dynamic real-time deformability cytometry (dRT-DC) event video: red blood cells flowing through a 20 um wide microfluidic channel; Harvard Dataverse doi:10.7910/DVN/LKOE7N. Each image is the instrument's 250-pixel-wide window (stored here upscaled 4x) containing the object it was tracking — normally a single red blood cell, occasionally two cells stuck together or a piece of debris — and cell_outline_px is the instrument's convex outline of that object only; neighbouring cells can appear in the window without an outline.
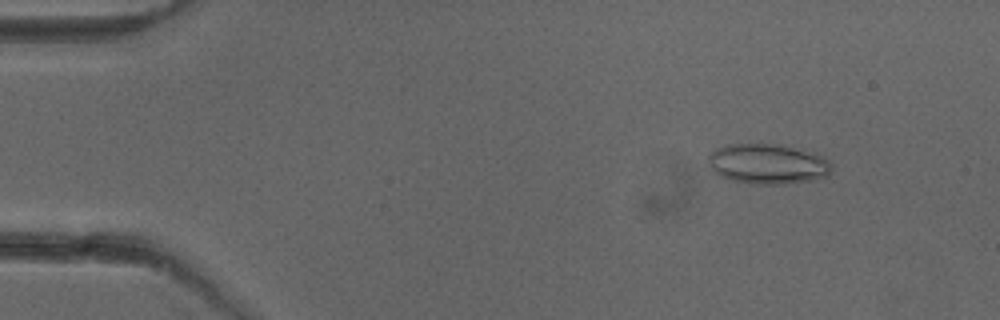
{"species": "common noctule bat (a hibernating species)", "species_latin": "Nyctalus noctula", "temperature_condition": "cold", "stored_images_in_passage": 51, "camera_frame_rate_fps": 3000, "um_per_image_px": 0.085, "animal": {"sex": "female"}, "frame": {"image": 1, "passage_image": 6, "time_ms": 1.667, "image_size_px": [1000, 320], "cell_outline_px": [[832, 168], [828, 176], [812, 180], [784, 184], [752, 184], [732, 180], [720, 176], [712, 172], [708, 164], [708, 156], [716, 148], [728, 144], [780, 144], [824, 156], [832, 164]], "centroid_in_image_um": [65.24, 13.94], "position_along_channel_um": 19.8, "area_um2": 29.07}}
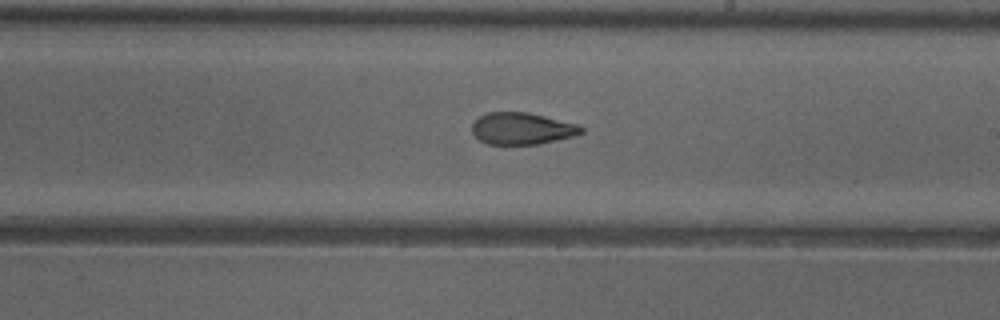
{"frame": {"image": 2, "passage_image": 30, "time_ms": 9.667, "image_size_px": [1000, 320], "cell_outline_px": [[584, 132], [572, 136], [556, 140], [536, 144], [488, 144], [480, 140], [472, 132], [472, 124], [480, 116], [488, 112], [528, 112], [576, 124], [584, 128]], "centroid_in_image_um": [44.35, 10.92], "position_along_channel_um": 244.7, "area_um2": 20.0}}
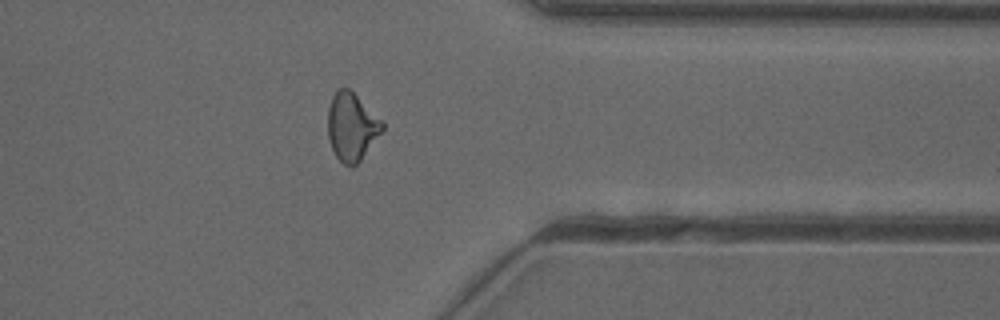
{"frame": {"image": 3, "passage_image": 41, "time_ms": 13.333, "image_size_px": [1000, 320], "cell_outline_px": [[384, 128], [360, 160], [352, 168], [344, 164], [336, 156], [328, 140], [328, 108], [332, 96], [340, 88], [348, 88], [384, 124]], "centroid_in_image_um": [29.85, 10.8], "position_along_channel_um": 381.5, "area_um2": 20.92}, "authors_computed_cell_mechanics": {"area_um2": 21.675, "velocity_mm_per_s": 3.9852, "shape_relaxation_time_tau1_ms": null, "shape_relaxation_time_tau2_ms": 1.8687, "deformation_change_tau1": null, "deformation_change_tau2": 0.0824}}